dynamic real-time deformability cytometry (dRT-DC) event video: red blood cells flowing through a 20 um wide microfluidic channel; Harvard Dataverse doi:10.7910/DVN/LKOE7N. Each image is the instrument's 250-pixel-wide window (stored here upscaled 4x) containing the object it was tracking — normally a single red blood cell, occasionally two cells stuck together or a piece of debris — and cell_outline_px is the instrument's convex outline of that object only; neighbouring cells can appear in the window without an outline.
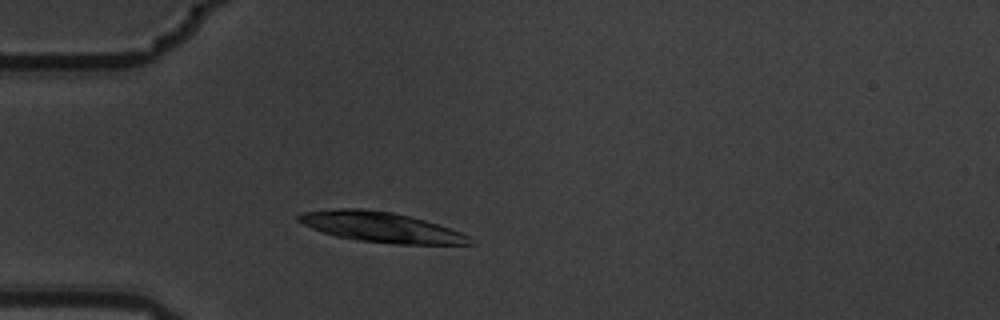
{"species": "common noctule bat (a hibernating species)", "species_latin": "Nyctalus noctula", "temperature_condition": "warm", "stored_images_in_passage": 1, "camera_frame_rate_fps": 3000, "um_per_image_px": 0.085, "animal": {"sex": "male", "body_mass_g": 19.5, "forearm_length_mm": 54.6}, "frame": {"image": 1, "passage_image": 1, "time_ms": 0.0, "image_size_px": [1000, 320], "cell_outline_px": [[476, 244], [392, 244], [360, 240], [336, 236], [312, 228], [296, 220], [296, 216], [300, 212], [340, 208], [360, 208], [392, 212], [424, 220], [460, 232], [468, 236]], "centroid_in_image_um": [32.34, 19.3], "position_along_channel_um": 52.7, "area_um2": 29.82}}